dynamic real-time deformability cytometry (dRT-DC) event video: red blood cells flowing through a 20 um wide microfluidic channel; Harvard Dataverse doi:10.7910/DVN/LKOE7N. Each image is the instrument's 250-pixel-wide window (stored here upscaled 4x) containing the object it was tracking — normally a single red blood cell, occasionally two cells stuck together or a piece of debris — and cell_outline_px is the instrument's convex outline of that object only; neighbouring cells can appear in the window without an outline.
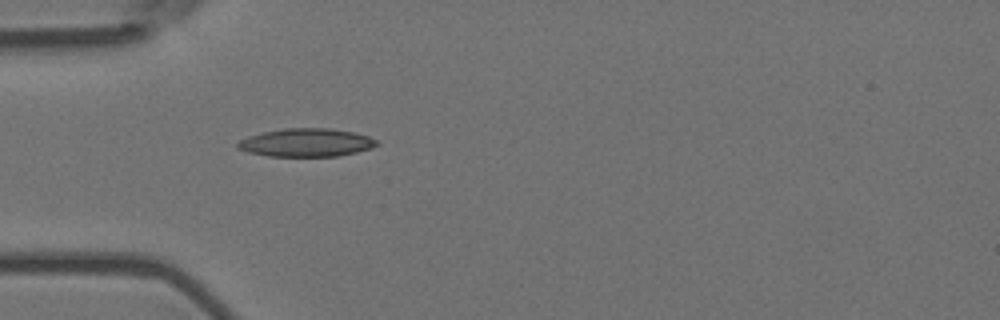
{"species": "Egyptian fruit bat (a non-hibernating species)", "species_latin": "Rousettus aegyptiacus", "temperature_condition": "room temperature", "stored_images_in_passage": 2, "camera_frame_rate_fps": 3000, "um_per_image_px": 0.085, "animal": {"sex": "female"}, "frame": {"image": 1, "passage_image": 2, "time_ms": 0.333, "image_size_px": [1000, 320], "cell_outline_px": [[380, 144], [372, 148], [340, 156], [268, 156], [248, 152], [236, 148], [236, 144], [240, 140], [248, 136], [264, 132], [284, 128], [332, 128], [352, 132], [368, 136], [380, 140]], "centroid_in_image_um": [26.07, 12.12], "position_along_channel_um": 58.9, "area_um2": 23.0}}